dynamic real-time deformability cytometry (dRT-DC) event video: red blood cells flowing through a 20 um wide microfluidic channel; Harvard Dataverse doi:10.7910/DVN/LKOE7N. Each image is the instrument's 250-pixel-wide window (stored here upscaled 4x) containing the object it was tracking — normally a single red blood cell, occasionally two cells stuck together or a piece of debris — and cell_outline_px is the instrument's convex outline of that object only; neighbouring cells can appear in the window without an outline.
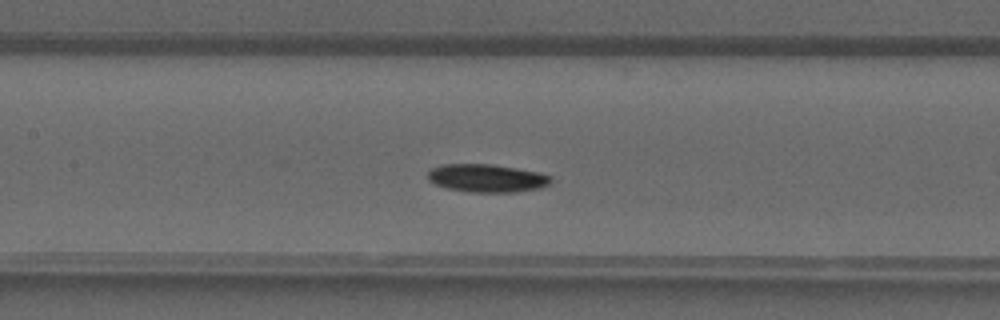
{"species": "common noctule bat (a hibernating species)", "species_latin": "Nyctalus noctula", "temperature_condition": "warm", "stored_images_in_passage": 18, "camera_frame_rate_fps": 3000, "um_per_image_px": 0.085, "animal": {"sex": "male", "forearm_length_mm": 52.5}, "frame": {"image": 1, "passage_image": 15, "time_ms": 4.667, "image_size_px": [1000, 320], "cell_outline_px": [[552, 180], [548, 184], [540, 188], [516, 192], [472, 192], [448, 188], [436, 184], [428, 180], [428, 172], [432, 168], [440, 164], [492, 164], [516, 168], [536, 172], [552, 176]], "centroid_in_image_um": [41.38, 15.14], "position_along_channel_um": 166.0, "area_um2": 20.0}}
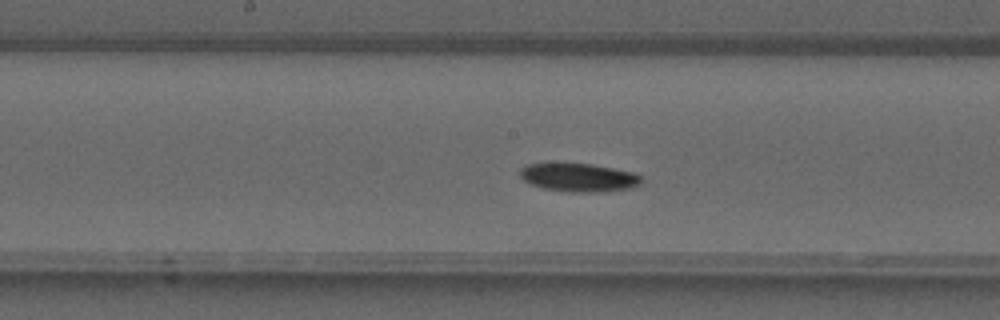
{"frame": {"image": 2, "passage_image": 17, "time_ms": 5.333, "image_size_px": [1000, 320], "cell_outline_px": [[644, 180], [640, 184], [632, 188], [608, 192], [568, 192], [544, 188], [532, 184], [524, 180], [520, 176], [520, 168], [524, 164], [592, 164], [636, 172]], "centroid_in_image_um": [49.27, 15.1], "position_along_channel_um": 198.9, "area_um2": 20.23}}